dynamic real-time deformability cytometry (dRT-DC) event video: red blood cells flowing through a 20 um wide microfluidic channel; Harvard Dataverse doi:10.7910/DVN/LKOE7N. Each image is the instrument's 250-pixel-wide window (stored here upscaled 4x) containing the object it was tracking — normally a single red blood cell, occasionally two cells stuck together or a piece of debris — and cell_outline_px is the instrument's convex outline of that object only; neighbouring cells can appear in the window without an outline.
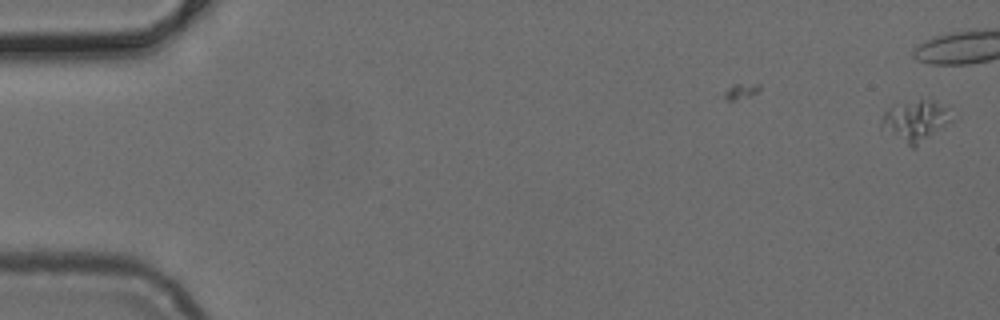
{"species": "common noctule bat (a hibernating species)", "species_latin": "Nyctalus noctula", "temperature_condition": "cold", "stored_images_in_passage": 11, "camera_frame_rate_fps": 3000, "um_per_image_px": 0.085, "animal": {"sex": "female", "body_mass_g": 24.6, "forearm_length_mm": 56.2}, "frame": {"image": 1, "passage_image": 1, "time_ms": 0.0, "image_size_px": [1000, 320], "cell_outline_px": [[952, 120], [916, 148], [912, 148], [880, 128], [880, 124], [884, 112], [888, 108], [920, 100], [932, 100], [948, 108]], "centroid_in_image_um": [77.8, 10.31], "position_along_channel_um": 7.2, "area_um2": 16.42}}